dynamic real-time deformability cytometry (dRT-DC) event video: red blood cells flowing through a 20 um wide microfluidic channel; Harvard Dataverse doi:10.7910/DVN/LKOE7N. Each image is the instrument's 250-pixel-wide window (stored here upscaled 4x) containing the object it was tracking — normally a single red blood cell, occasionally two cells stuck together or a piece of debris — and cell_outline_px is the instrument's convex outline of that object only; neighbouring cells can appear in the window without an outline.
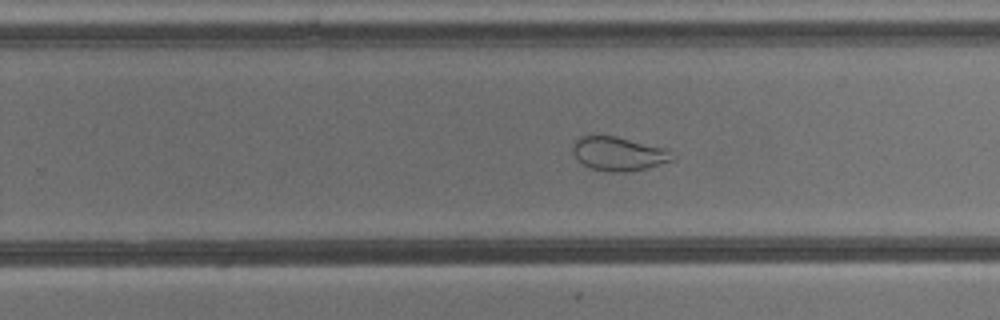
{"species": "common noctule bat (a hibernating species)", "species_latin": "Nyctalus noctula", "temperature_condition": "cold", "stored_images_in_passage": 53, "camera_frame_rate_fps": 3000, "um_per_image_px": 0.085, "animal": {"sex": "male", "body_mass_g": 13.3}, "frame": {"image": 1, "passage_image": 33, "time_ms": 10.667, "image_size_px": [1000, 320], "cell_outline_px": [[676, 156], [672, 160], [648, 168], [624, 172], [612, 172], [592, 168], [576, 160], [572, 152], [572, 148], [576, 140], [580, 136], [616, 136], [664, 148]], "centroid_in_image_um": [52.56, 13.07], "position_along_channel_um": 277.2, "area_um2": 19.48}}
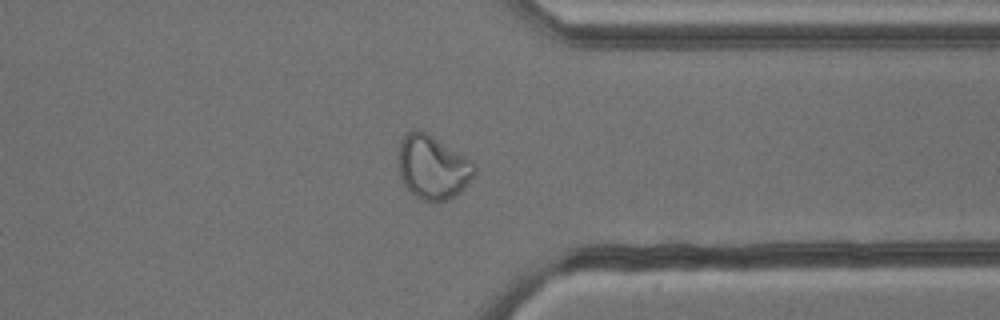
{"frame": {"image": 2, "passage_image": 41, "time_ms": 13.333, "image_size_px": [1000, 320], "cell_outline_px": [[476, 172], [464, 188], [460, 192], [444, 200], [420, 200], [404, 184], [400, 176], [400, 140], [408, 132], [416, 128], [424, 132], [468, 160], [476, 168]], "centroid_in_image_um": [36.75, 14.23], "position_along_channel_um": 374.6, "area_um2": 27.05}}
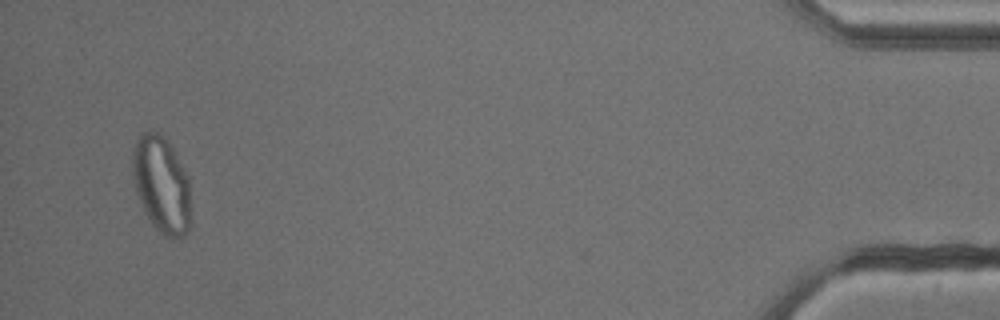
{"frame": {"image": 3, "passage_image": 51, "time_ms": 16.667, "image_size_px": [1000, 320], "cell_outline_px": [[192, 224], [184, 236], [172, 240], [164, 236], [152, 224], [144, 212], [136, 192], [132, 176], [132, 152], [136, 140], [140, 132], [160, 132], [164, 136], [172, 148], [184, 168], [188, 176]], "centroid_in_image_um": [13.74, 15.72], "position_along_channel_um": 421.5, "area_um2": 33.47}, "authors_computed_cell_mechanics": {"area_um2": 29.2468, "velocity_mm_per_s": 3.8103, "shape_relaxation_time_tau1_ms": null, "shape_relaxation_time_tau2_ms": 1.0974, "deformation_change_tau1": null, "deformation_change_tau2": 0.0792}}